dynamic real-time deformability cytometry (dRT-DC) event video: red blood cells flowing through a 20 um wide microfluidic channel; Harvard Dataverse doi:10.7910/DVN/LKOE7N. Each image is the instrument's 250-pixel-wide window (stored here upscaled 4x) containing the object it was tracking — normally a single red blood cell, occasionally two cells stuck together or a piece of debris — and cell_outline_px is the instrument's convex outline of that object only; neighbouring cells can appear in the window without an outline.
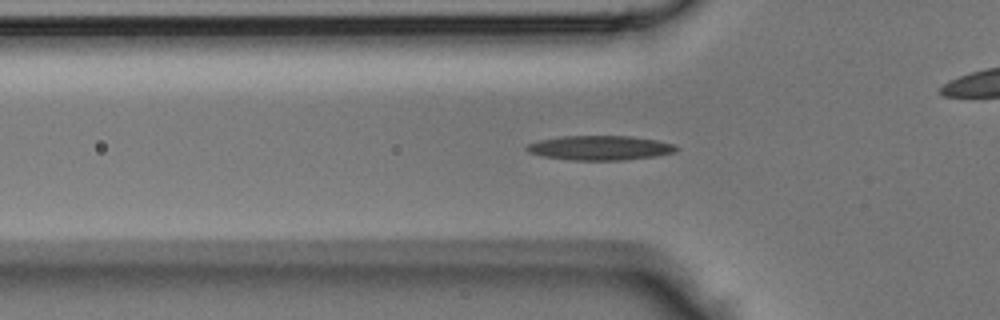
{"species": "Egyptian fruit bat (a non-hibernating species)", "species_latin": "Rousettus aegyptiacus", "temperature_condition": "room temperature", "stored_images_in_passage": 44, "camera_frame_rate_fps": 3000, "um_per_image_px": 0.085, "animal": {"sex": "male"}, "frame": {"image": 1, "passage_image": 13, "time_ms": 4.0, "image_size_px": [1000, 320], "cell_outline_px": [[680, 148], [676, 152], [656, 156], [624, 160], [572, 160], [544, 156], [528, 152], [524, 148], [528, 144], [540, 140], [560, 136], [632, 136], [656, 140], [676, 144]], "centroid_in_image_um": [51.05, 12.56], "position_along_channel_um": 74.8, "area_um2": 21.44}}
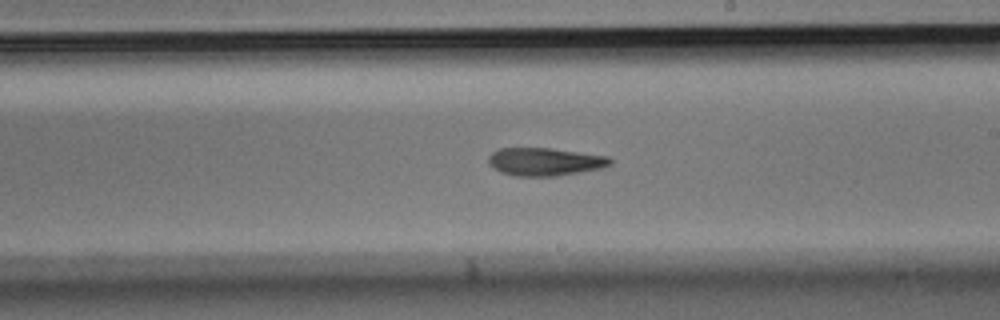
{"frame": {"image": 2, "passage_image": 24, "time_ms": 7.667, "image_size_px": [1000, 320], "cell_outline_px": [[612, 164], [600, 168], [556, 176], [516, 176], [500, 172], [488, 160], [488, 156], [492, 152], [500, 148], [552, 148], [608, 156], [612, 160]], "centroid_in_image_um": [46.33, 13.74], "position_along_channel_um": 242.7, "area_um2": 19.65}}
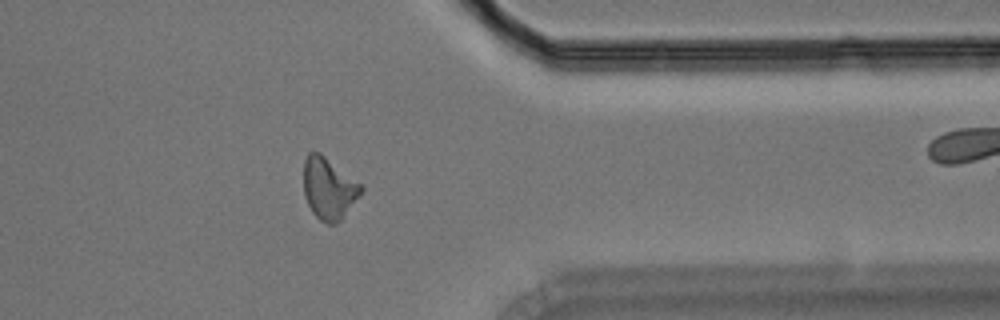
{"frame": {"image": 3, "passage_image": 34, "time_ms": 11.0, "image_size_px": [1000, 320], "cell_outline_px": [[364, 192], [340, 220], [336, 224], [328, 224], [320, 220], [312, 212], [304, 196], [304, 160], [308, 152], [320, 152], [360, 184], [364, 188]], "centroid_in_image_um": [27.94, 16.03], "position_along_channel_um": 383.5, "area_um2": 20.58}}